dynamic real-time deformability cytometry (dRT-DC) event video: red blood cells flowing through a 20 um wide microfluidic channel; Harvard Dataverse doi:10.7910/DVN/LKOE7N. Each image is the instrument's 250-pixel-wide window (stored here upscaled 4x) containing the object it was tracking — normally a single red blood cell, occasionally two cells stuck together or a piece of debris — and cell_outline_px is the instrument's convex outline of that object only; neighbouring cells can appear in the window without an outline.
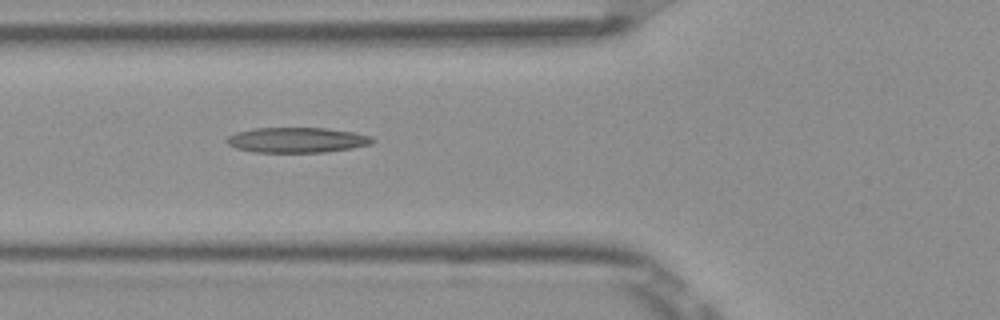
{"species": "Egyptian fruit bat (a non-hibernating species)", "species_latin": "Rousettus aegyptiacus", "temperature_condition": "room temperature", "stored_images_in_passage": 7, "camera_frame_rate_fps": 3000, "um_per_image_px": 0.085, "frame": {"image": 1, "passage_image": 6, "time_ms": 1.667, "image_size_px": [1000, 320], "cell_outline_px": [[376, 140], [372, 144], [352, 148], [328, 152], [252, 152], [236, 148], [228, 144], [224, 140], [228, 136], [236, 132], [252, 128], [328, 128], [356, 132], [372, 136]], "centroid_in_image_um": [25.27, 11.9], "position_along_channel_um": 100.5, "area_um2": 21.73}}
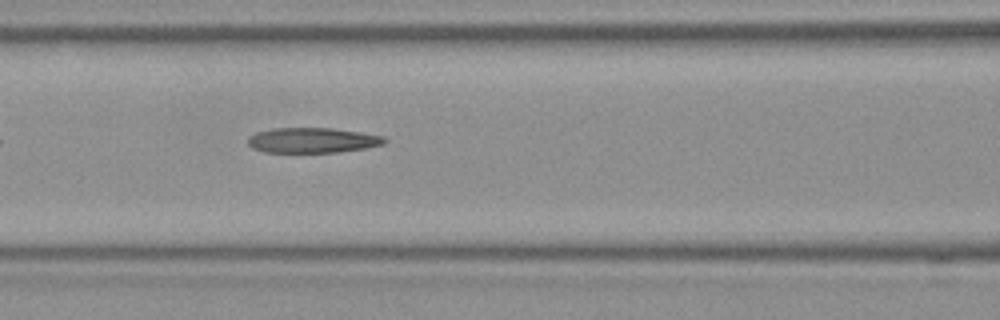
{"frame": {"image": 2, "passage_image": 7, "time_ms": 2.0, "image_size_px": [1000, 320], "cell_outline_px": [[388, 140], [384, 144], [364, 148], [340, 152], [264, 152], [252, 148], [248, 144], [248, 136], [256, 132], [272, 128], [332, 128], [360, 132], [384, 136]], "centroid_in_image_um": [26.55, 11.92], "position_along_channel_um": 140.1, "area_um2": 20.11}}